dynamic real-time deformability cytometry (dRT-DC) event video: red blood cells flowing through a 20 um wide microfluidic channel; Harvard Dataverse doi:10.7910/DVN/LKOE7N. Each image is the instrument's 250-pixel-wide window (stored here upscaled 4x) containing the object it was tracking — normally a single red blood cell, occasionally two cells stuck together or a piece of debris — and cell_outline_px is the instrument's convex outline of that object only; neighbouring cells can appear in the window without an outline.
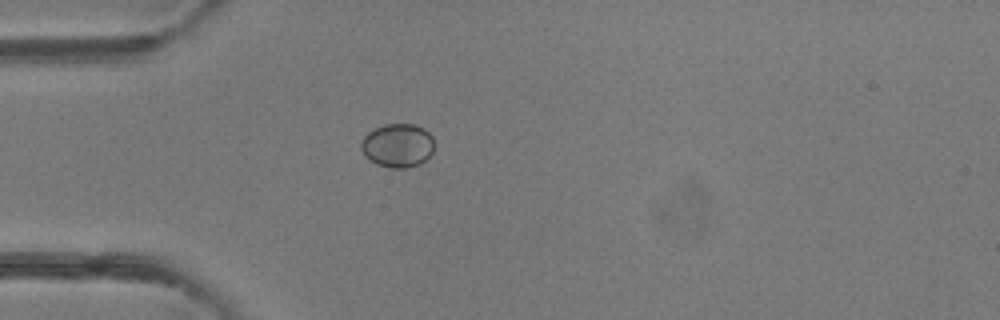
{"species": "common noctule bat (a hibernating species)", "species_latin": "Nyctalus noctula", "temperature_condition": "room temperature", "stored_images_in_passage": 37, "camera_frame_rate_fps": 3000, "um_per_image_px": 0.085, "animal": {"sex": "female"}, "frame": {"image": 1, "passage_image": 2, "time_ms": 0.333, "image_size_px": [1000, 320], "cell_outline_px": [[432, 152], [420, 164], [404, 168], [392, 168], [376, 164], [368, 160], [364, 156], [360, 148], [360, 144], [364, 136], [368, 132], [384, 124], [416, 124], [424, 128], [432, 136]], "centroid_in_image_um": [33.76, 12.36], "position_along_channel_um": 51.2, "area_um2": 18.67}}
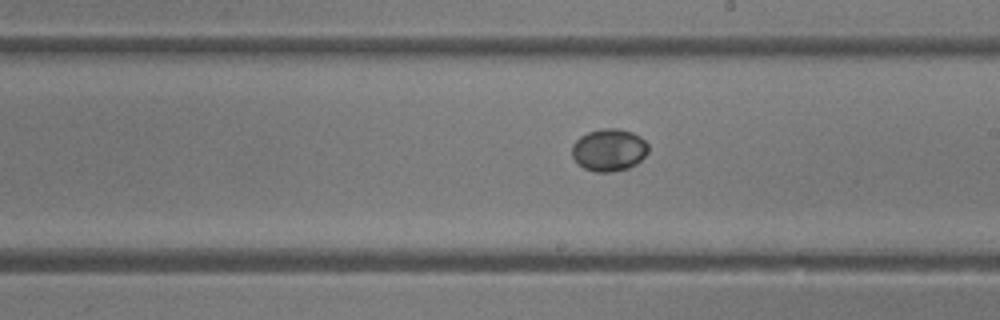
{"frame": {"image": 2, "passage_image": 16, "time_ms": 5.0, "image_size_px": [1000, 320], "cell_outline_px": [[648, 152], [636, 164], [628, 168], [612, 172], [596, 172], [584, 168], [572, 156], [572, 144], [580, 136], [588, 132], [600, 128], [616, 128], [632, 132], [640, 136], [648, 144]], "centroid_in_image_um": [51.77, 12.73], "position_along_channel_um": 237.2, "area_um2": 18.84}}
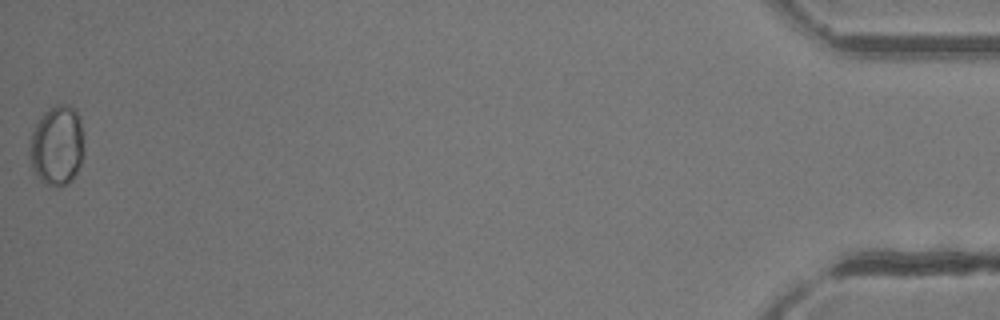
{"frame": {"image": 3, "passage_image": 37, "time_ms": 12.0, "image_size_px": [1000, 320], "cell_outline_px": [[84, 156], [72, 180], [68, 184], [60, 188], [44, 184], [36, 176], [32, 168], [28, 152], [32, 132], [36, 124], [44, 112], [48, 108], [56, 104], [68, 104], [76, 108], [80, 116], [84, 132]], "centroid_in_image_um": [4.87, 12.37], "position_along_channel_um": 430.3, "area_um2": 26.18}, "authors_computed_cell_mechanics": {"area_um2": 18.8428, "velocity_mm_per_s": 4.1979, "shape_relaxation_time_tau1_ms": 1.7655, "shape_relaxation_time_tau2_ms": null, "deformation_change_tau1": 0.057, "deformation_change_tau2": null}}